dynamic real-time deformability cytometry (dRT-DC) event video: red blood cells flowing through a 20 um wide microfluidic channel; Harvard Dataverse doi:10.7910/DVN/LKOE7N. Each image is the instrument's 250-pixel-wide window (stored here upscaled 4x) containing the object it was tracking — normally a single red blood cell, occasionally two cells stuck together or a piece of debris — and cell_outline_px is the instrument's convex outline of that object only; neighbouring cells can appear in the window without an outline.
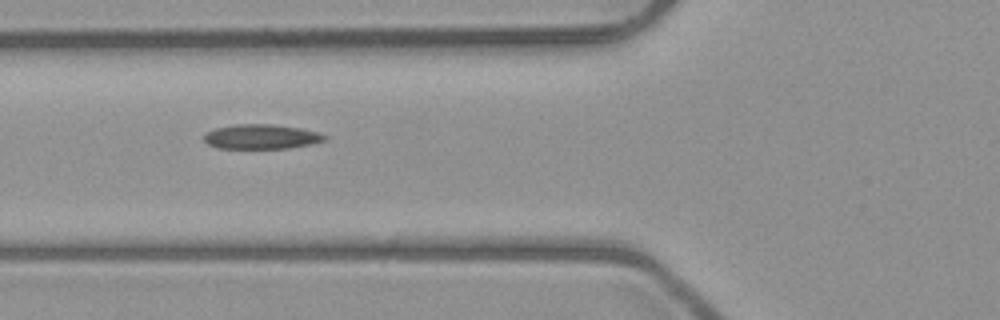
{"species": "common noctule bat (a hibernating species)", "species_latin": "Nyctalus noctula", "temperature_condition": "room temperature", "stored_images_in_passage": 8, "camera_frame_rate_fps": 3000, "um_per_image_px": 0.085, "animal": {"sex": "male", "body_mass_g": 23.1, "forearm_length_mm": 52.7}, "frame": {"image": 1, "passage_image": 5, "time_ms": 4.667, "image_size_px": [1000, 320], "cell_outline_px": [[328, 140], [288, 148], [216, 148], [208, 144], [204, 140], [204, 136], [208, 132], [216, 128], [236, 124], [272, 124], [300, 128], [316, 132], [328, 136]], "centroid_in_image_um": [22.22, 11.61], "position_along_channel_um": 103.6, "area_um2": 17.17}}
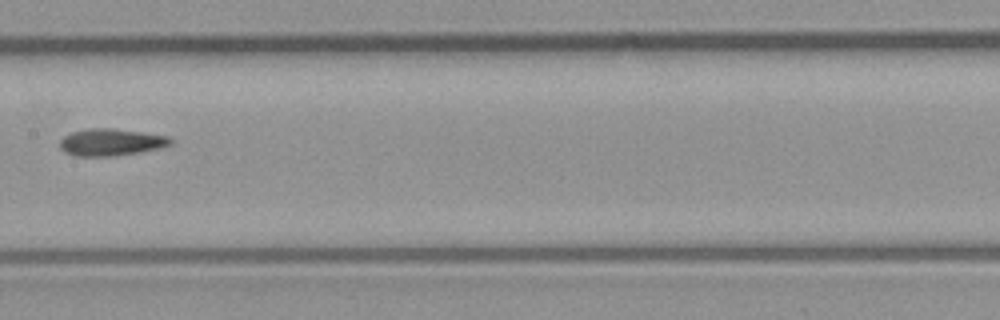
{"frame": {"image": 2, "passage_image": 7, "time_ms": 7.0, "image_size_px": [1000, 320], "cell_outline_px": [[172, 144], [160, 148], [140, 152], [112, 156], [72, 156], [64, 152], [60, 148], [60, 140], [64, 136], [72, 132], [88, 128], [112, 128], [144, 132], [168, 136], [172, 140]], "centroid_in_image_um": [9.42, 12.09], "position_along_channel_um": 198.0, "area_um2": 17.57}}
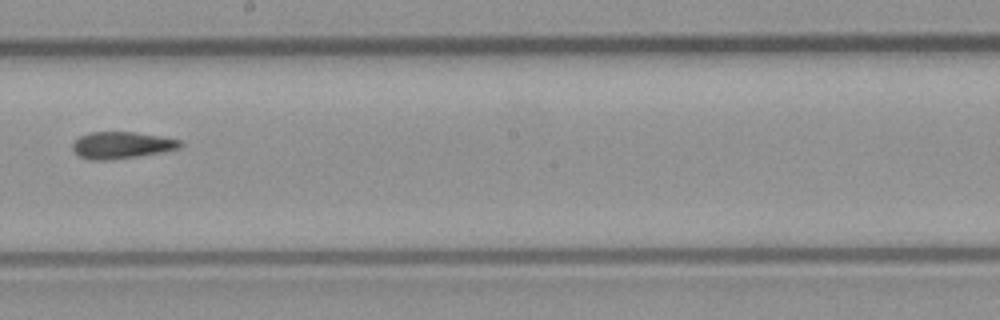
{"frame": {"image": 3, "passage_image": 8, "time_ms": 8.0, "image_size_px": [1000, 320], "cell_outline_px": [[184, 144], [180, 148], [164, 152], [112, 160], [88, 160], [80, 156], [72, 148], [72, 144], [80, 136], [92, 132], [136, 132], [160, 136], [180, 140]], "centroid_in_image_um": [10.37, 12.34], "position_along_channel_um": 237.8, "area_um2": 16.88}}